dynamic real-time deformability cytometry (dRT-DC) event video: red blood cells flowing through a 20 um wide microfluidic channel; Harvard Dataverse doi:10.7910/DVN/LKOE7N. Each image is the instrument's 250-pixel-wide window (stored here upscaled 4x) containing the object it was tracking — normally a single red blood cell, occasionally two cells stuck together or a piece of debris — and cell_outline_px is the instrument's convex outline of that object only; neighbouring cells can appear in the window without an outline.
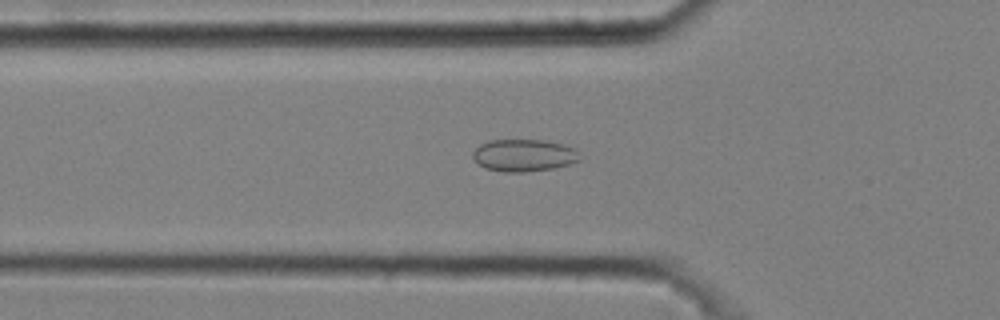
{"species": "common noctule bat (a hibernating species)", "species_latin": "Nyctalus noctula", "temperature_condition": "cold", "stored_images_in_passage": 51, "camera_frame_rate_fps": 3000, "um_per_image_px": 0.085, "animal": {"sex": "male", "body_mass_g": 20.4}, "frame": {"image": 1, "passage_image": 18, "time_ms": 5.667, "image_size_px": [1000, 320], "cell_outline_px": [[580, 160], [556, 168], [524, 172], [504, 172], [484, 168], [472, 156], [472, 152], [480, 144], [488, 140], [548, 140], [564, 144], [576, 148]], "centroid_in_image_um": [44.54, 13.19], "position_along_channel_um": 81.3, "area_um2": 20.23}}
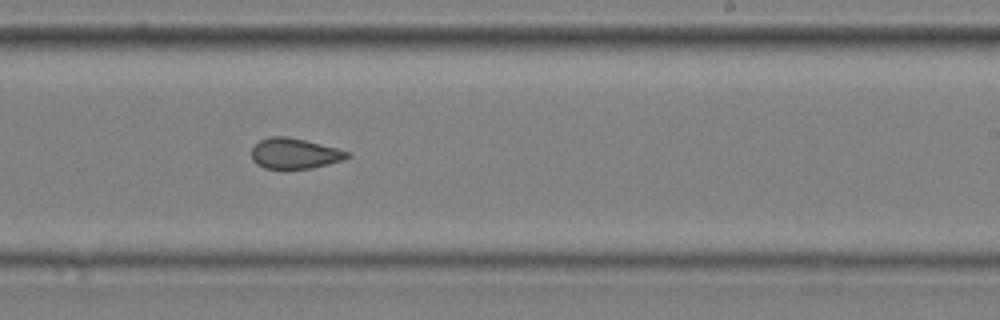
{"frame": {"image": 2, "passage_image": 33, "time_ms": 10.667, "image_size_px": [1000, 320], "cell_outline_px": [[352, 156], [344, 160], [312, 168], [284, 172], [264, 168], [256, 164], [252, 160], [252, 148], [260, 140], [272, 136], [288, 136], [336, 148], [348, 152]], "centroid_in_image_um": [25.01, 13.1], "position_along_channel_um": 264.0, "area_um2": 17.57}}
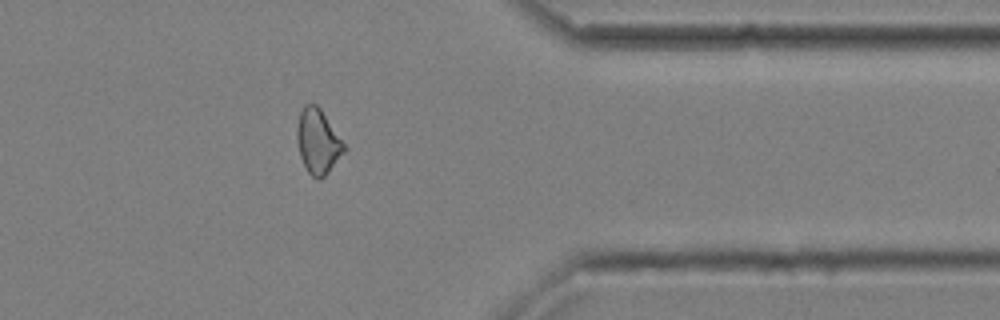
{"frame": {"image": 3, "passage_image": 44, "time_ms": 14.333, "image_size_px": [1000, 320], "cell_outline_px": [[348, 148], [328, 172], [320, 180], [316, 180], [308, 172], [300, 156], [296, 140], [296, 128], [300, 112], [304, 104], [316, 104], [320, 108]], "centroid_in_image_um": [27.02, 12.03], "position_along_channel_um": 384.4, "area_um2": 17.86}, "authors_computed_cell_mechanics": {"area_um2": 17.8602, "velocity_mm_per_s": 3.6484, "shape_relaxation_time_tau1_ms": null, "shape_relaxation_time_tau2_ms": 2.2021, "deformation_change_tau1": null, "deformation_change_tau2": 0.0783}}